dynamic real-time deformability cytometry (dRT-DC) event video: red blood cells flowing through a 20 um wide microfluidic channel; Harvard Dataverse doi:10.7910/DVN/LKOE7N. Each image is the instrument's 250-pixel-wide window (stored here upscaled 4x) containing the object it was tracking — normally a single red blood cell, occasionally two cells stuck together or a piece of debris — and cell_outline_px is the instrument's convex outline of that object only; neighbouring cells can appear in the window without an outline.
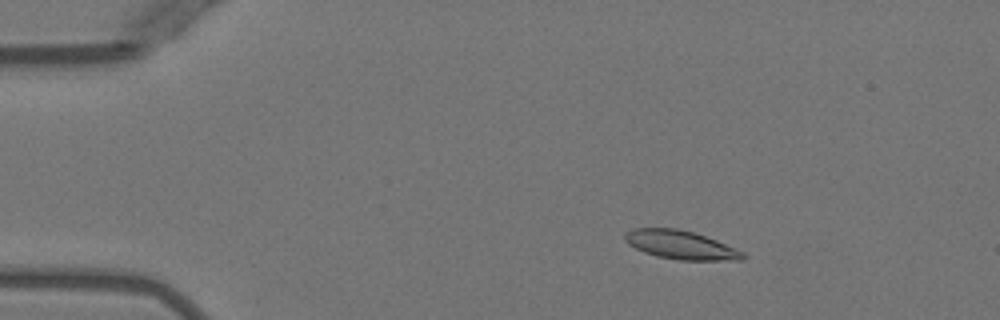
{"species": "Egyptian fruit bat (a non-hibernating species)", "species_latin": "Rousettus aegyptiacus", "temperature_condition": "warm", "stored_images_in_passage": 52, "camera_frame_rate_fps": 3000, "um_per_image_px": 0.085, "animal": {"sex": "female"}, "frame": {"image": 1, "passage_image": 9, "time_ms": 2.667, "image_size_px": [1000, 320], "cell_outline_px": [[748, 256], [744, 260], [680, 260], [656, 256], [644, 252], [628, 244], [624, 240], [624, 232], [632, 228], [676, 228], [692, 232], [716, 240], [744, 252]], "centroid_in_image_um": [57.85, 20.82], "position_along_channel_um": 27.2, "area_um2": 19.71}}
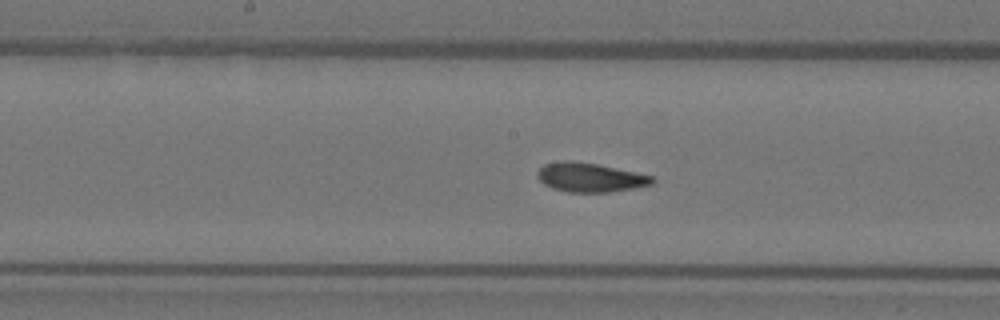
{"frame": {"image": 2, "passage_image": 27, "time_ms": 8.667, "image_size_px": [1000, 320], "cell_outline_px": [[656, 180], [652, 184], [632, 188], [608, 192], [568, 192], [552, 188], [544, 184], [536, 176], [536, 172], [544, 164], [564, 160], [572, 160], [596, 164], [636, 172], [652, 176]], "centroid_in_image_um": [50.12, 15.07], "position_along_channel_um": 198.1, "area_um2": 19.42}}
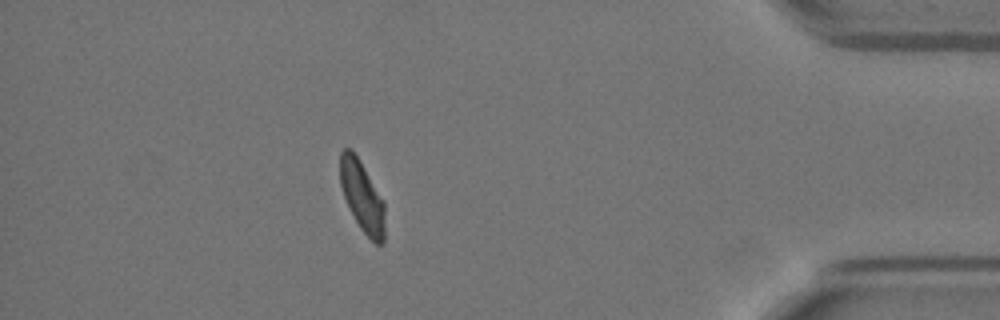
{"frame": {"image": 3, "passage_image": 46, "time_ms": 15.0, "image_size_px": [1000, 320], "cell_outline_px": [[384, 244], [376, 244], [360, 228], [344, 196], [340, 184], [340, 152], [344, 148], [352, 148], [384, 200]], "centroid_in_image_um": [30.79, 16.67], "position_along_channel_um": 404.4, "area_um2": 18.26}, "authors_computed_cell_mechanics": {"area_um2": 19.4497, "velocity_mm_per_s": 3.9682, "shape_relaxation_time_tau1_ms": 3.5741, "shape_relaxation_time_tau2_ms": 1.1532, "deformation_change_tau1": 0.1563, "deformation_change_tau2": 0.07}}